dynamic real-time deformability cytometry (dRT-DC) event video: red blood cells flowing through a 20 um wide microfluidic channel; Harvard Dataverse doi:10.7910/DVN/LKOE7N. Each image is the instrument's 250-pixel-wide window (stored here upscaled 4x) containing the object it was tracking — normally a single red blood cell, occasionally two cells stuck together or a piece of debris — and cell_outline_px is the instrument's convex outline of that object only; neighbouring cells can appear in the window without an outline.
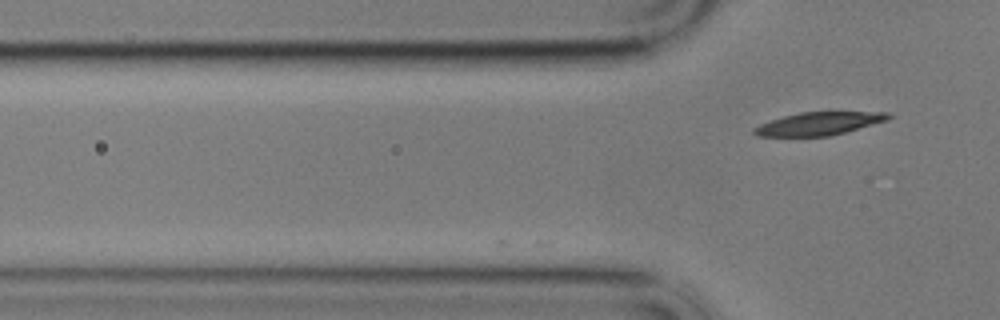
{"species": "common noctule bat (a hibernating species)", "species_latin": "Nyctalus noctula", "temperature_condition": "cold", "stored_images_in_passage": 12, "camera_frame_rate_fps": 3000, "um_per_image_px": 0.085, "animal": {"sex": "male", "body_mass_g": 17.9}, "frame": {"image": 1, "passage_image": 12, "time_ms": 3.667, "image_size_px": [1000, 320], "cell_outline_px": [[892, 116], [888, 120], [844, 132], [828, 136], [756, 136], [752, 132], [752, 128], [760, 124], [784, 116], [800, 112], [888, 112]], "centroid_in_image_um": [69.58, 10.51], "position_along_channel_um": 56.2, "area_um2": 17.8}}